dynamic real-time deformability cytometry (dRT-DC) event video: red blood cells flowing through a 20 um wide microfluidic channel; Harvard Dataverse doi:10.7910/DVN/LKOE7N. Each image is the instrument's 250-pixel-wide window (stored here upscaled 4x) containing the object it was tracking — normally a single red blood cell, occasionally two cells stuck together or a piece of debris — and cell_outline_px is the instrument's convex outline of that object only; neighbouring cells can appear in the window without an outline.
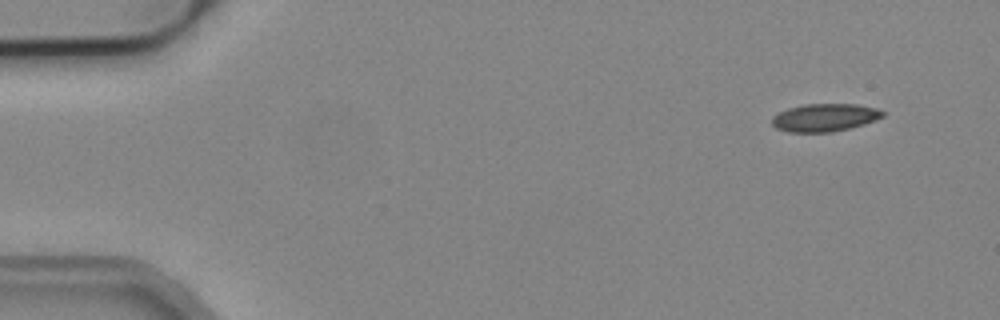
{"species": "common noctule bat (a hibernating species)", "species_latin": "Nyctalus noctula", "temperature_condition": "cold", "stored_images_in_passage": 4, "camera_frame_rate_fps": 3000, "um_per_image_px": 0.085, "animal": {"sex": "male", "body_mass_g": 19.2, "forearm_length_mm": 51.8}, "frame": {"image": 1, "passage_image": 1, "time_ms": 0.0, "image_size_px": [1000, 320], "cell_outline_px": [[884, 116], [876, 120], [864, 124], [832, 132], [788, 132], [776, 128], [772, 124], [772, 116], [788, 108], [804, 104], [856, 104], [876, 108], [884, 112]], "centroid_in_image_um": [70.09, 9.99], "position_along_channel_um": 14.9, "area_um2": 17.92}}
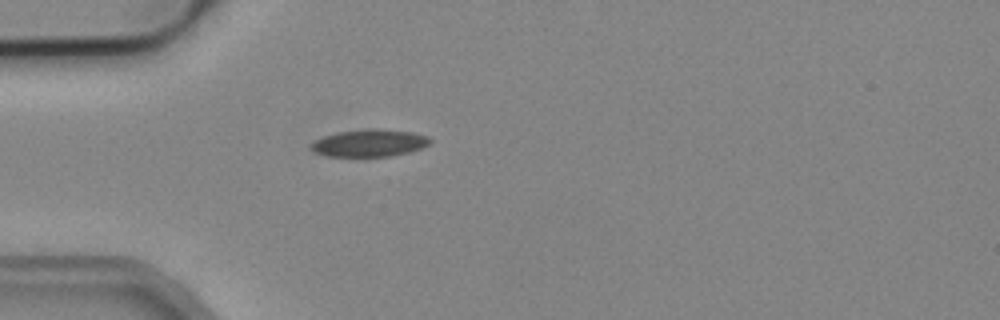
{"frame": {"image": 2, "passage_image": 4, "time_ms": 1.0, "image_size_px": [1000, 320], "cell_outline_px": [[432, 140], [428, 144], [420, 148], [408, 152], [392, 156], [328, 156], [316, 152], [312, 148], [312, 144], [316, 140], [324, 136], [336, 132], [368, 128], [376, 128], [412, 132], [428, 136]], "centroid_in_image_um": [31.43, 12.14], "position_along_channel_um": 53.6, "area_um2": 18.73}}